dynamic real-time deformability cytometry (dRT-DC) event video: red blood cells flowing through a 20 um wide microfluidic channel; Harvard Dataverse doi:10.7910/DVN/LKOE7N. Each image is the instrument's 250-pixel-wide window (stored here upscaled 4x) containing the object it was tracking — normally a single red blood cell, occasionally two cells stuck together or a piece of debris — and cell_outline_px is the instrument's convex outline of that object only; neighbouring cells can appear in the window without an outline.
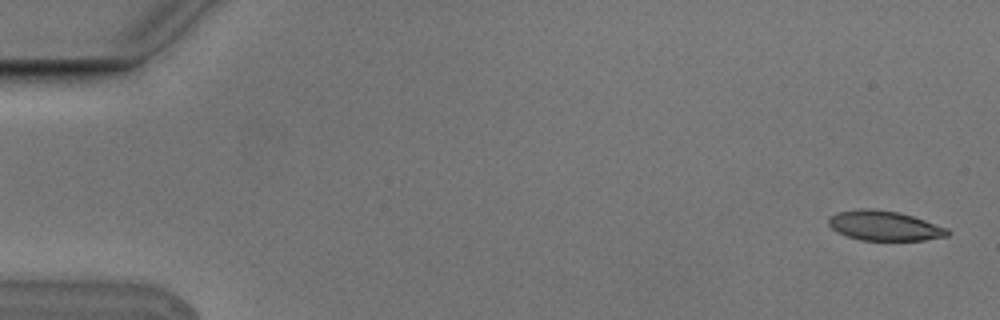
{"species": "Egyptian fruit bat (a non-hibernating species)", "species_latin": "Rousettus aegyptiacus", "temperature_condition": "cold", "stored_images_in_passage": 5, "camera_frame_rate_fps": 3000, "um_per_image_px": 0.085, "animal": {"sex": "male"}, "frame": {"image": 1, "passage_image": 1, "time_ms": 0.0, "image_size_px": [1000, 320], "cell_outline_px": [[948, 236], [924, 240], [860, 240], [848, 236], [832, 228], [828, 224], [828, 216], [836, 212], [860, 208], [872, 208], [896, 212], [912, 216], [948, 228]], "centroid_in_image_um": [75.14, 19.18], "position_along_channel_um": 9.9, "area_um2": 20.52}}